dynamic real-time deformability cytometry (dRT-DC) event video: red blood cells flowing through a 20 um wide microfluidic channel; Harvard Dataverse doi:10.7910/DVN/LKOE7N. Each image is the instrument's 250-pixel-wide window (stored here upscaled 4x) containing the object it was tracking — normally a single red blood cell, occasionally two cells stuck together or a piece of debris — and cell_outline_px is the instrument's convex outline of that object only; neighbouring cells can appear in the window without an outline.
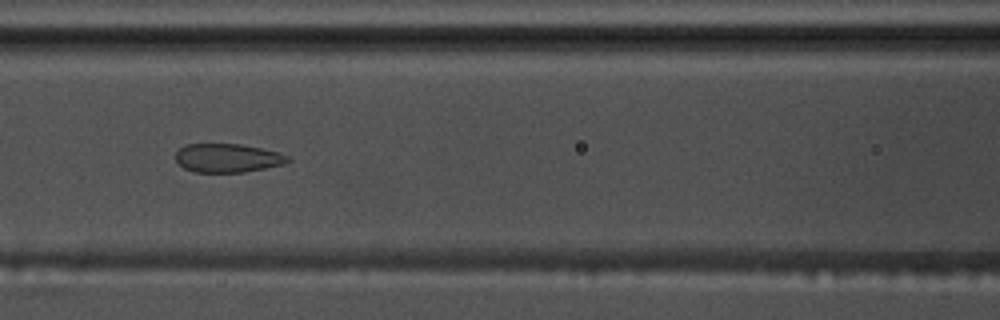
{"species": "common noctule bat (a hibernating species)", "species_latin": "Nyctalus noctula", "temperature_condition": "warm", "stored_images_in_passage": 38, "camera_frame_rate_fps": 3000, "um_per_image_px": 0.085, "animal": {"sex": "male", "body_mass_g": 17.5, "forearm_length_mm": 52.3}, "frame": {"image": 1, "passage_image": 13, "time_ms": 4.0, "image_size_px": [1000, 320], "cell_outline_px": [[292, 160], [284, 164], [244, 172], [196, 172], [184, 168], [176, 160], [176, 152], [184, 144], [240, 144], [260, 148], [276, 152], [288, 156]], "centroid_in_image_um": [19.33, 13.43], "position_along_channel_um": 147.3, "area_um2": 18.61}}
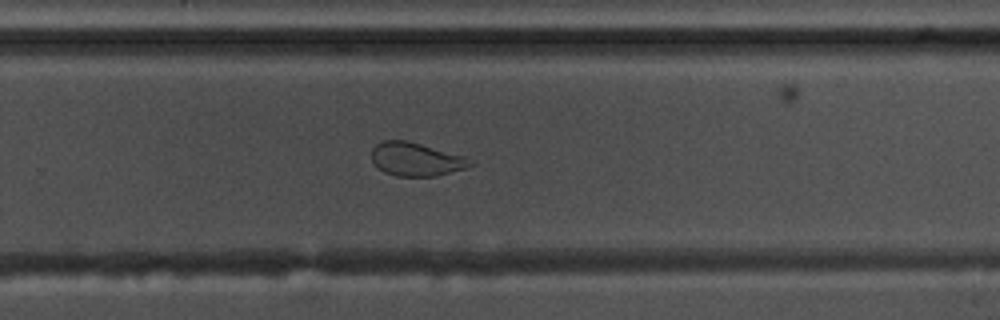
{"frame": {"image": 2, "passage_image": 25, "time_ms": 8.0, "image_size_px": [1000, 320], "cell_outline_px": [[476, 164], [464, 168], [436, 176], [396, 176], [384, 172], [376, 168], [372, 160], [372, 148], [376, 144], [384, 140], [408, 140], [464, 156], [476, 160]], "centroid_in_image_um": [35.37, 13.53], "position_along_channel_um": 294.4, "area_um2": 19.42}}
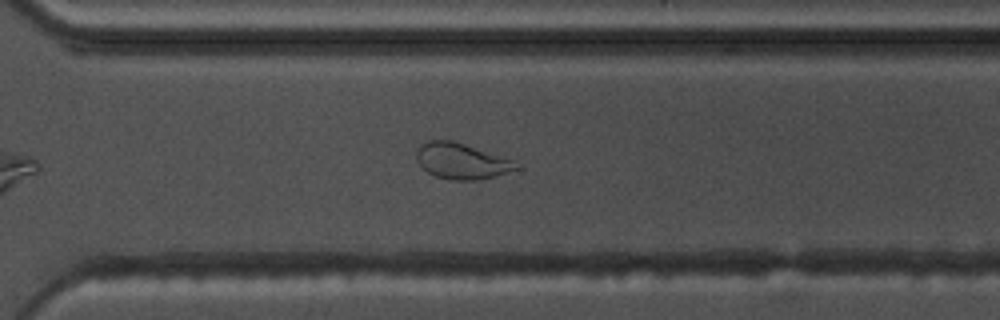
{"frame": {"image": 3, "passage_image": 28, "time_ms": 9.0, "image_size_px": [1000, 320], "cell_outline_px": [[520, 168], [480, 180], [448, 180], [436, 176], [420, 168], [416, 160], [416, 152], [420, 144], [428, 140], [452, 140], [516, 160], [520, 164]], "centroid_in_image_um": [39.22, 13.69], "position_along_channel_um": 331.4, "area_um2": 21.15}, "authors_computed_cell_mechanics": {"area_um2": 20.4612, "velocity_mm_per_s": 3.6908, "shape_relaxation_time_tau1_ms": null, "shape_relaxation_time_tau2_ms": 1.1829, "deformation_change_tau1": null, "deformation_change_tau2": 0.0849}}